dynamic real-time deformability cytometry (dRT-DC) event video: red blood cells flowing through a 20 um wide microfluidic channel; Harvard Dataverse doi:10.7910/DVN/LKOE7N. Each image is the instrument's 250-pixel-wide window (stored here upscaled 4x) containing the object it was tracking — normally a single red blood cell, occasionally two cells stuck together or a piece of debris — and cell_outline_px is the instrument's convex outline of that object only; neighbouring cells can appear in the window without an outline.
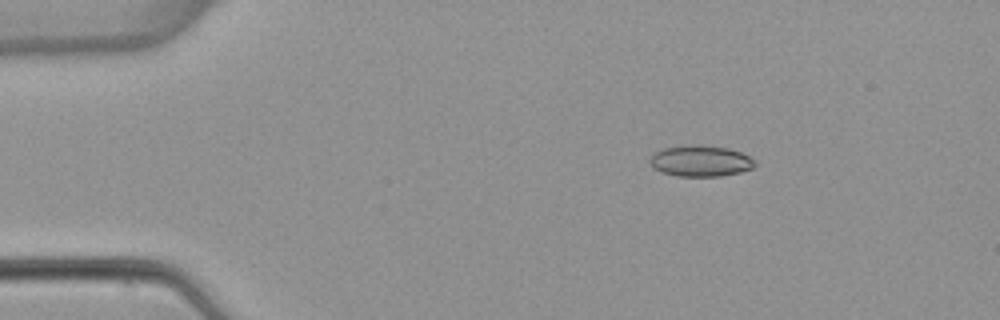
{"species": "common noctule bat (a hibernating species)", "species_latin": "Nyctalus noctula", "temperature_condition": "warm", "stored_images_in_passage": 4, "camera_frame_rate_fps": 3000, "um_per_image_px": 0.085, "animal": {"sex": "female", "body_mass_g": 22.7, "forearm_length_mm": 54.2}, "frame": {"image": 1, "passage_image": 2, "time_ms": 1.333, "image_size_px": [1000, 320], "cell_outline_px": [[756, 164], [752, 168], [740, 172], [720, 176], [676, 176], [660, 172], [648, 160], [656, 152], [664, 148], [696, 144], [700, 144], [728, 148], [740, 152], [756, 160]], "centroid_in_image_um": [59.57, 13.68], "position_along_channel_um": 25.4, "area_um2": 18.96}}